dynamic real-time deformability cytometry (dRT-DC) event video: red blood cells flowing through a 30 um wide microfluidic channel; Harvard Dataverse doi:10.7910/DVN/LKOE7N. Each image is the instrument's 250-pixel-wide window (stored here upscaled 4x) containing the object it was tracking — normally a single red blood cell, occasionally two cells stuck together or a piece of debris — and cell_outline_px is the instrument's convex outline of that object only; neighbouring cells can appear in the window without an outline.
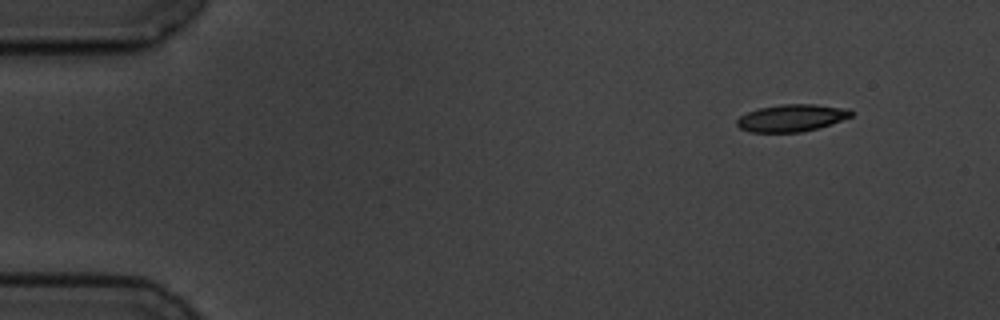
{"species": "common noctule bat (a hibernating species)", "species_latin": "Nyctalus noctula", "temperature_condition": "cold", "stored_images_in_passage": 4, "camera_frame_rate_fps": 3000, "um_per_image_px": 0.085, "animal": {"sex": "male", "body_mass_g": 19.5, "forearm_length_mm": 54.6}, "frame": {"image": 1, "passage_image": 1, "time_ms": 0.0, "image_size_px": [1000, 320], "cell_outline_px": [[852, 116], [816, 128], [800, 132], [748, 132], [740, 128], [736, 124], [736, 120], [740, 116], [748, 112], [760, 108], [780, 104], [816, 104], [848, 108], [852, 112]], "centroid_in_image_um": [67.25, 10.02], "position_along_channel_um": 17.7, "area_um2": 17.92}}
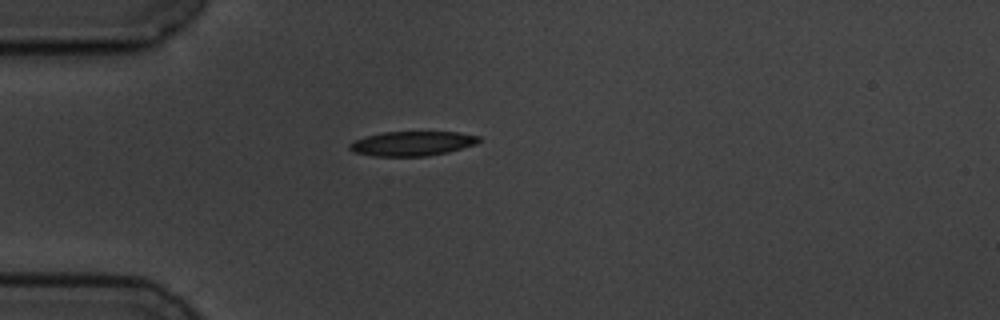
{"frame": {"image": 2, "passage_image": 4, "time_ms": 3.333, "image_size_px": [1000, 320], "cell_outline_px": [[480, 140], [476, 144], [448, 152], [428, 156], [372, 156], [356, 152], [348, 148], [348, 144], [364, 136], [384, 132], [456, 132], [480, 136]], "centroid_in_image_um": [35.03, 12.2], "position_along_channel_um": 50.0, "area_um2": 18.44}}